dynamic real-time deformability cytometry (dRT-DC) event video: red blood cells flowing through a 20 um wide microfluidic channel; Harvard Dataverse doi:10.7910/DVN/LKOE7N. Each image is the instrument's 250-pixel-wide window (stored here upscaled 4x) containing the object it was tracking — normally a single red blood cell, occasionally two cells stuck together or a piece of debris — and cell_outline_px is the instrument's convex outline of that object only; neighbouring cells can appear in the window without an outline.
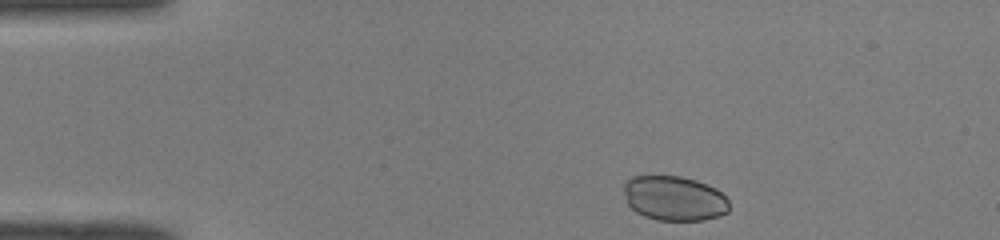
{"species": "common noctule bat (a hibernating species)", "species_latin": "Nyctalus noctula", "temperature_condition": "room temperature", "stored_images_in_passage": 36, "camera_frame_rate_fps": 3000, "um_per_image_px": 0.085, "animal": {"sex": "male", "body_mass_g": 19.0, "forearm_length_mm": 50.8}, "frame": {"image": 1, "passage_image": 1, "time_ms": 0.0, "image_size_px": [1000, 240], "cell_outline_px": [[728, 212], [720, 216], [704, 220], [656, 220], [644, 216], [636, 212], [628, 204], [624, 192], [624, 184], [632, 176], [680, 176], [696, 180], [716, 188], [728, 200]], "centroid_in_image_um": [57.31, 16.86], "position_along_channel_um": 27.7, "area_um2": 27.46}}
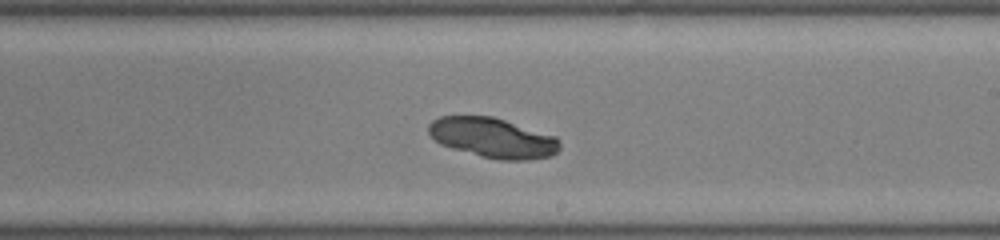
{"frame": {"image": 2, "passage_image": 22, "time_ms": 7.0, "image_size_px": [1000, 240], "cell_outline_px": [[560, 148], [552, 156], [528, 160], [500, 160], [480, 156], [452, 148], [440, 144], [428, 132], [428, 124], [432, 120], [440, 116], [492, 116], [556, 136], [560, 140]], "centroid_in_image_um": [41.9, 11.72], "position_along_channel_um": 247.1, "area_um2": 30.58}}
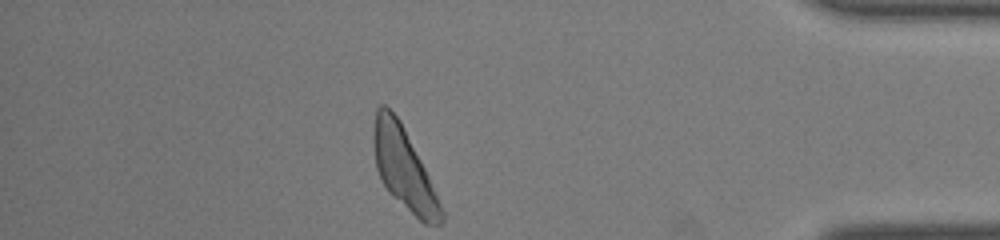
{"frame": {"image": 3, "passage_image": 36, "time_ms": 11.667, "image_size_px": [1000, 240], "cell_outline_px": [[444, 224], [424, 224], [392, 196], [388, 192], [380, 180], [376, 168], [372, 144], [372, 128], [376, 108], [380, 104], [384, 104], [400, 120], [428, 176], [444, 212]], "centroid_in_image_um": [34.28, 14.32], "position_along_channel_um": 400.9, "area_um2": 32.02}}